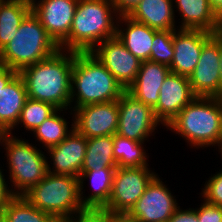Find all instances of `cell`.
Listing matches in <instances>:
<instances>
[{"instance_id": "cell-40", "label": "cell", "mask_w": 222, "mask_h": 222, "mask_svg": "<svg viewBox=\"0 0 222 222\" xmlns=\"http://www.w3.org/2000/svg\"><path fill=\"white\" fill-rule=\"evenodd\" d=\"M220 97L222 96V36L220 35Z\"/></svg>"}, {"instance_id": "cell-34", "label": "cell", "mask_w": 222, "mask_h": 222, "mask_svg": "<svg viewBox=\"0 0 222 222\" xmlns=\"http://www.w3.org/2000/svg\"><path fill=\"white\" fill-rule=\"evenodd\" d=\"M0 167V211L4 208L14 197L8 180L5 178L4 169Z\"/></svg>"}, {"instance_id": "cell-41", "label": "cell", "mask_w": 222, "mask_h": 222, "mask_svg": "<svg viewBox=\"0 0 222 222\" xmlns=\"http://www.w3.org/2000/svg\"><path fill=\"white\" fill-rule=\"evenodd\" d=\"M219 119H220V129H221V149H222V100H221V98H220Z\"/></svg>"}, {"instance_id": "cell-21", "label": "cell", "mask_w": 222, "mask_h": 222, "mask_svg": "<svg viewBox=\"0 0 222 222\" xmlns=\"http://www.w3.org/2000/svg\"><path fill=\"white\" fill-rule=\"evenodd\" d=\"M173 0H141L127 15L157 31L178 29Z\"/></svg>"}, {"instance_id": "cell-35", "label": "cell", "mask_w": 222, "mask_h": 222, "mask_svg": "<svg viewBox=\"0 0 222 222\" xmlns=\"http://www.w3.org/2000/svg\"><path fill=\"white\" fill-rule=\"evenodd\" d=\"M168 222H199L196 208L182 209L179 206Z\"/></svg>"}, {"instance_id": "cell-27", "label": "cell", "mask_w": 222, "mask_h": 222, "mask_svg": "<svg viewBox=\"0 0 222 222\" xmlns=\"http://www.w3.org/2000/svg\"><path fill=\"white\" fill-rule=\"evenodd\" d=\"M145 142H137L118 134L113 135V154L117 167H143L149 166L148 153L143 145Z\"/></svg>"}, {"instance_id": "cell-37", "label": "cell", "mask_w": 222, "mask_h": 222, "mask_svg": "<svg viewBox=\"0 0 222 222\" xmlns=\"http://www.w3.org/2000/svg\"><path fill=\"white\" fill-rule=\"evenodd\" d=\"M18 74L10 68L0 65V91Z\"/></svg>"}, {"instance_id": "cell-2", "label": "cell", "mask_w": 222, "mask_h": 222, "mask_svg": "<svg viewBox=\"0 0 222 222\" xmlns=\"http://www.w3.org/2000/svg\"><path fill=\"white\" fill-rule=\"evenodd\" d=\"M118 16L111 0H79L69 36L59 49L91 52L99 43L116 36Z\"/></svg>"}, {"instance_id": "cell-46", "label": "cell", "mask_w": 222, "mask_h": 222, "mask_svg": "<svg viewBox=\"0 0 222 222\" xmlns=\"http://www.w3.org/2000/svg\"><path fill=\"white\" fill-rule=\"evenodd\" d=\"M218 153L221 154L220 156H221V159H222V149Z\"/></svg>"}, {"instance_id": "cell-30", "label": "cell", "mask_w": 222, "mask_h": 222, "mask_svg": "<svg viewBox=\"0 0 222 222\" xmlns=\"http://www.w3.org/2000/svg\"><path fill=\"white\" fill-rule=\"evenodd\" d=\"M173 34L174 31L171 30H159L155 32L150 61L170 67L174 56Z\"/></svg>"}, {"instance_id": "cell-16", "label": "cell", "mask_w": 222, "mask_h": 222, "mask_svg": "<svg viewBox=\"0 0 222 222\" xmlns=\"http://www.w3.org/2000/svg\"><path fill=\"white\" fill-rule=\"evenodd\" d=\"M78 1L37 0L32 5V12L58 46L69 36Z\"/></svg>"}, {"instance_id": "cell-10", "label": "cell", "mask_w": 222, "mask_h": 222, "mask_svg": "<svg viewBox=\"0 0 222 222\" xmlns=\"http://www.w3.org/2000/svg\"><path fill=\"white\" fill-rule=\"evenodd\" d=\"M157 174L126 214L137 222H168L179 208L176 196Z\"/></svg>"}, {"instance_id": "cell-44", "label": "cell", "mask_w": 222, "mask_h": 222, "mask_svg": "<svg viewBox=\"0 0 222 222\" xmlns=\"http://www.w3.org/2000/svg\"><path fill=\"white\" fill-rule=\"evenodd\" d=\"M0 222H5V220H4V216H3V214H2L1 211H0Z\"/></svg>"}, {"instance_id": "cell-31", "label": "cell", "mask_w": 222, "mask_h": 222, "mask_svg": "<svg viewBox=\"0 0 222 222\" xmlns=\"http://www.w3.org/2000/svg\"><path fill=\"white\" fill-rule=\"evenodd\" d=\"M201 190V199H204L209 204L222 206V171L219 170L211 175Z\"/></svg>"}, {"instance_id": "cell-19", "label": "cell", "mask_w": 222, "mask_h": 222, "mask_svg": "<svg viewBox=\"0 0 222 222\" xmlns=\"http://www.w3.org/2000/svg\"><path fill=\"white\" fill-rule=\"evenodd\" d=\"M174 12L180 15L178 29L220 31L221 19L214 13L209 0H173Z\"/></svg>"}, {"instance_id": "cell-25", "label": "cell", "mask_w": 222, "mask_h": 222, "mask_svg": "<svg viewBox=\"0 0 222 222\" xmlns=\"http://www.w3.org/2000/svg\"><path fill=\"white\" fill-rule=\"evenodd\" d=\"M66 111L71 114H68ZM64 113L72 115L71 120L74 121V114L71 109L70 111L66 109H57L32 133L35 139L42 144L41 147H44V149L59 144L74 128V122H71V127L68 126L70 123L67 121V118H64V116H66Z\"/></svg>"}, {"instance_id": "cell-14", "label": "cell", "mask_w": 222, "mask_h": 222, "mask_svg": "<svg viewBox=\"0 0 222 222\" xmlns=\"http://www.w3.org/2000/svg\"><path fill=\"white\" fill-rule=\"evenodd\" d=\"M195 97L188 77L170 72L159 91L158 103L153 108L154 115L166 128Z\"/></svg>"}, {"instance_id": "cell-33", "label": "cell", "mask_w": 222, "mask_h": 222, "mask_svg": "<svg viewBox=\"0 0 222 222\" xmlns=\"http://www.w3.org/2000/svg\"><path fill=\"white\" fill-rule=\"evenodd\" d=\"M203 203L196 207V215L199 222H222V206L212 205L204 199Z\"/></svg>"}, {"instance_id": "cell-7", "label": "cell", "mask_w": 222, "mask_h": 222, "mask_svg": "<svg viewBox=\"0 0 222 222\" xmlns=\"http://www.w3.org/2000/svg\"><path fill=\"white\" fill-rule=\"evenodd\" d=\"M23 196L58 222H64L85 208L80 199L79 178L69 175L48 173Z\"/></svg>"}, {"instance_id": "cell-22", "label": "cell", "mask_w": 222, "mask_h": 222, "mask_svg": "<svg viewBox=\"0 0 222 222\" xmlns=\"http://www.w3.org/2000/svg\"><path fill=\"white\" fill-rule=\"evenodd\" d=\"M27 99L25 82L18 73L0 91V125L6 132L15 130Z\"/></svg>"}, {"instance_id": "cell-42", "label": "cell", "mask_w": 222, "mask_h": 222, "mask_svg": "<svg viewBox=\"0 0 222 222\" xmlns=\"http://www.w3.org/2000/svg\"><path fill=\"white\" fill-rule=\"evenodd\" d=\"M7 134H8V132H6L0 125V145L1 146L3 145L4 138Z\"/></svg>"}, {"instance_id": "cell-39", "label": "cell", "mask_w": 222, "mask_h": 222, "mask_svg": "<svg viewBox=\"0 0 222 222\" xmlns=\"http://www.w3.org/2000/svg\"><path fill=\"white\" fill-rule=\"evenodd\" d=\"M214 13L222 19V0H209Z\"/></svg>"}, {"instance_id": "cell-24", "label": "cell", "mask_w": 222, "mask_h": 222, "mask_svg": "<svg viewBox=\"0 0 222 222\" xmlns=\"http://www.w3.org/2000/svg\"><path fill=\"white\" fill-rule=\"evenodd\" d=\"M32 11V5L18 0H0V51L13 39Z\"/></svg>"}, {"instance_id": "cell-12", "label": "cell", "mask_w": 222, "mask_h": 222, "mask_svg": "<svg viewBox=\"0 0 222 222\" xmlns=\"http://www.w3.org/2000/svg\"><path fill=\"white\" fill-rule=\"evenodd\" d=\"M220 34H214L204 45L199 62L188 77L196 96L220 98Z\"/></svg>"}, {"instance_id": "cell-9", "label": "cell", "mask_w": 222, "mask_h": 222, "mask_svg": "<svg viewBox=\"0 0 222 222\" xmlns=\"http://www.w3.org/2000/svg\"><path fill=\"white\" fill-rule=\"evenodd\" d=\"M119 115L116 134L137 141H149L158 126L153 109L125 91L118 99Z\"/></svg>"}, {"instance_id": "cell-6", "label": "cell", "mask_w": 222, "mask_h": 222, "mask_svg": "<svg viewBox=\"0 0 222 222\" xmlns=\"http://www.w3.org/2000/svg\"><path fill=\"white\" fill-rule=\"evenodd\" d=\"M28 141L22 136H15L14 131L5 136L2 145L8 164L5 166L9 174L7 179L15 196H23L48 174L49 157L36 144Z\"/></svg>"}, {"instance_id": "cell-28", "label": "cell", "mask_w": 222, "mask_h": 222, "mask_svg": "<svg viewBox=\"0 0 222 222\" xmlns=\"http://www.w3.org/2000/svg\"><path fill=\"white\" fill-rule=\"evenodd\" d=\"M1 212L5 222H58L51 215L34 207L24 196H15Z\"/></svg>"}, {"instance_id": "cell-5", "label": "cell", "mask_w": 222, "mask_h": 222, "mask_svg": "<svg viewBox=\"0 0 222 222\" xmlns=\"http://www.w3.org/2000/svg\"><path fill=\"white\" fill-rule=\"evenodd\" d=\"M59 50L39 18L31 11L20 24L13 39L0 51V65L20 73Z\"/></svg>"}, {"instance_id": "cell-38", "label": "cell", "mask_w": 222, "mask_h": 222, "mask_svg": "<svg viewBox=\"0 0 222 222\" xmlns=\"http://www.w3.org/2000/svg\"><path fill=\"white\" fill-rule=\"evenodd\" d=\"M110 222H137L130 219L126 214H112L110 212Z\"/></svg>"}, {"instance_id": "cell-3", "label": "cell", "mask_w": 222, "mask_h": 222, "mask_svg": "<svg viewBox=\"0 0 222 222\" xmlns=\"http://www.w3.org/2000/svg\"><path fill=\"white\" fill-rule=\"evenodd\" d=\"M125 91L91 52H74L71 77L72 111L88 104L118 100Z\"/></svg>"}, {"instance_id": "cell-36", "label": "cell", "mask_w": 222, "mask_h": 222, "mask_svg": "<svg viewBox=\"0 0 222 222\" xmlns=\"http://www.w3.org/2000/svg\"><path fill=\"white\" fill-rule=\"evenodd\" d=\"M140 1L141 0H111L119 16L128 15Z\"/></svg>"}, {"instance_id": "cell-1", "label": "cell", "mask_w": 222, "mask_h": 222, "mask_svg": "<svg viewBox=\"0 0 222 222\" xmlns=\"http://www.w3.org/2000/svg\"><path fill=\"white\" fill-rule=\"evenodd\" d=\"M73 64L74 52L59 49L51 57L23 69L19 74L28 98L70 110Z\"/></svg>"}, {"instance_id": "cell-23", "label": "cell", "mask_w": 222, "mask_h": 222, "mask_svg": "<svg viewBox=\"0 0 222 222\" xmlns=\"http://www.w3.org/2000/svg\"><path fill=\"white\" fill-rule=\"evenodd\" d=\"M115 169L102 168L97 171H81L79 176L80 199L84 207L103 208L108 203ZM86 180L89 181L93 189V192L88 193V196L84 191Z\"/></svg>"}, {"instance_id": "cell-17", "label": "cell", "mask_w": 222, "mask_h": 222, "mask_svg": "<svg viewBox=\"0 0 222 222\" xmlns=\"http://www.w3.org/2000/svg\"><path fill=\"white\" fill-rule=\"evenodd\" d=\"M214 34L204 30L177 29L173 34L174 56L170 71L189 77L199 62L203 45Z\"/></svg>"}, {"instance_id": "cell-13", "label": "cell", "mask_w": 222, "mask_h": 222, "mask_svg": "<svg viewBox=\"0 0 222 222\" xmlns=\"http://www.w3.org/2000/svg\"><path fill=\"white\" fill-rule=\"evenodd\" d=\"M74 128L87 139L116 134L118 127V100L88 104L75 108Z\"/></svg>"}, {"instance_id": "cell-20", "label": "cell", "mask_w": 222, "mask_h": 222, "mask_svg": "<svg viewBox=\"0 0 222 222\" xmlns=\"http://www.w3.org/2000/svg\"><path fill=\"white\" fill-rule=\"evenodd\" d=\"M156 31L146 24L132 20L127 15L118 16L116 36L127 50L141 62L150 60L153 38Z\"/></svg>"}, {"instance_id": "cell-11", "label": "cell", "mask_w": 222, "mask_h": 222, "mask_svg": "<svg viewBox=\"0 0 222 222\" xmlns=\"http://www.w3.org/2000/svg\"><path fill=\"white\" fill-rule=\"evenodd\" d=\"M91 53L125 90L136 80L141 61L127 50L117 36L99 43Z\"/></svg>"}, {"instance_id": "cell-32", "label": "cell", "mask_w": 222, "mask_h": 222, "mask_svg": "<svg viewBox=\"0 0 222 222\" xmlns=\"http://www.w3.org/2000/svg\"><path fill=\"white\" fill-rule=\"evenodd\" d=\"M64 222H110V211L104 208L85 207Z\"/></svg>"}, {"instance_id": "cell-15", "label": "cell", "mask_w": 222, "mask_h": 222, "mask_svg": "<svg viewBox=\"0 0 222 222\" xmlns=\"http://www.w3.org/2000/svg\"><path fill=\"white\" fill-rule=\"evenodd\" d=\"M86 146L87 138L73 128L63 141L46 149L51 159L47 161L48 173L79 178Z\"/></svg>"}, {"instance_id": "cell-26", "label": "cell", "mask_w": 222, "mask_h": 222, "mask_svg": "<svg viewBox=\"0 0 222 222\" xmlns=\"http://www.w3.org/2000/svg\"><path fill=\"white\" fill-rule=\"evenodd\" d=\"M117 168L113 154V136H100L87 139L84 162L81 171Z\"/></svg>"}, {"instance_id": "cell-8", "label": "cell", "mask_w": 222, "mask_h": 222, "mask_svg": "<svg viewBox=\"0 0 222 222\" xmlns=\"http://www.w3.org/2000/svg\"><path fill=\"white\" fill-rule=\"evenodd\" d=\"M157 174L148 166L117 167L108 203L103 208L112 214H127Z\"/></svg>"}, {"instance_id": "cell-43", "label": "cell", "mask_w": 222, "mask_h": 222, "mask_svg": "<svg viewBox=\"0 0 222 222\" xmlns=\"http://www.w3.org/2000/svg\"><path fill=\"white\" fill-rule=\"evenodd\" d=\"M18 1H23V2H26L30 5H33L37 0H18Z\"/></svg>"}, {"instance_id": "cell-29", "label": "cell", "mask_w": 222, "mask_h": 222, "mask_svg": "<svg viewBox=\"0 0 222 222\" xmlns=\"http://www.w3.org/2000/svg\"><path fill=\"white\" fill-rule=\"evenodd\" d=\"M56 110L57 108L50 103L28 98L15 128L18 129L20 124L21 127L30 131L29 133L34 132Z\"/></svg>"}, {"instance_id": "cell-18", "label": "cell", "mask_w": 222, "mask_h": 222, "mask_svg": "<svg viewBox=\"0 0 222 222\" xmlns=\"http://www.w3.org/2000/svg\"><path fill=\"white\" fill-rule=\"evenodd\" d=\"M170 72L166 65L150 60L142 61L136 80L126 91L153 109L158 103L162 83Z\"/></svg>"}, {"instance_id": "cell-4", "label": "cell", "mask_w": 222, "mask_h": 222, "mask_svg": "<svg viewBox=\"0 0 222 222\" xmlns=\"http://www.w3.org/2000/svg\"><path fill=\"white\" fill-rule=\"evenodd\" d=\"M220 98L196 96L166 127L184 138L190 148L221 150Z\"/></svg>"}, {"instance_id": "cell-45", "label": "cell", "mask_w": 222, "mask_h": 222, "mask_svg": "<svg viewBox=\"0 0 222 222\" xmlns=\"http://www.w3.org/2000/svg\"><path fill=\"white\" fill-rule=\"evenodd\" d=\"M219 34L222 36V19L220 21V31H219Z\"/></svg>"}]
</instances>
